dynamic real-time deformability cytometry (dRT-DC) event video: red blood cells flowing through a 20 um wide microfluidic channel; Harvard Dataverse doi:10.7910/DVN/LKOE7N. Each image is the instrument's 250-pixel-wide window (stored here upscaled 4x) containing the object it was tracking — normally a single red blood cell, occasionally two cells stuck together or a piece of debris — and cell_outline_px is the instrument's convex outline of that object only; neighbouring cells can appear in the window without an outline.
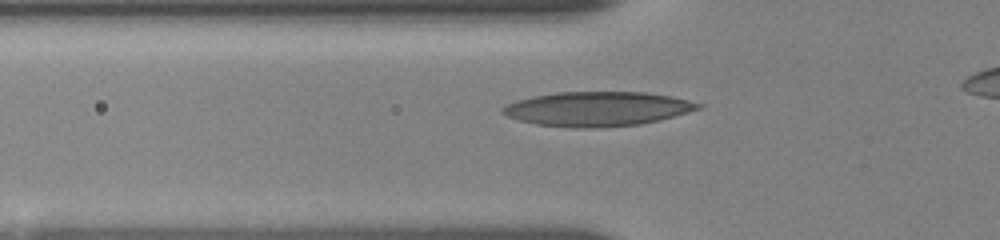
{"species": "human", "species_latin": "Homo sapiens", "temperature_condition": "room temperature", "stored_images_in_passage": 43, "camera_frame_rate_fps": 3000, "um_per_image_px": 0.085, "donor": {"sex": "female"}, "frame": {"image": 1, "passage_image": 26, "time_ms": 3.667, "image_size_px": [1000, 240], "cell_outline_px": [[704, 108], [660, 120], [640, 124], [596, 128], [572, 128], [536, 124], [520, 120], [508, 116], [500, 112], [500, 108], [516, 100], [532, 96], [556, 92], [648, 92], [672, 96], [704, 104]], "centroid_in_image_um": [50.81, 9.25], "position_along_channel_um": 75.0, "area_um2": 39.59}}
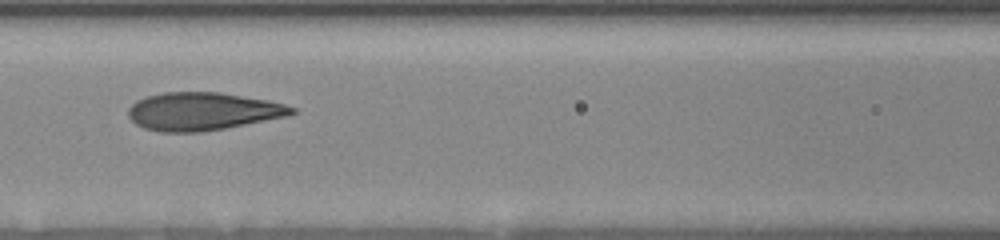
{"frame": {"image": 2, "passage_image": 38, "time_ms": 5.667, "image_size_px": [1000, 240], "cell_outline_px": [[296, 112], [288, 116], [224, 128], [200, 132], [160, 132], [144, 128], [136, 124], [128, 116], [128, 108], [136, 100], [148, 96], [164, 92], [220, 92], [268, 100], [284, 104], [296, 108]], "centroid_in_image_um": [17.22, 9.46], "position_along_channel_um": 149.4, "area_um2": 36.07}}
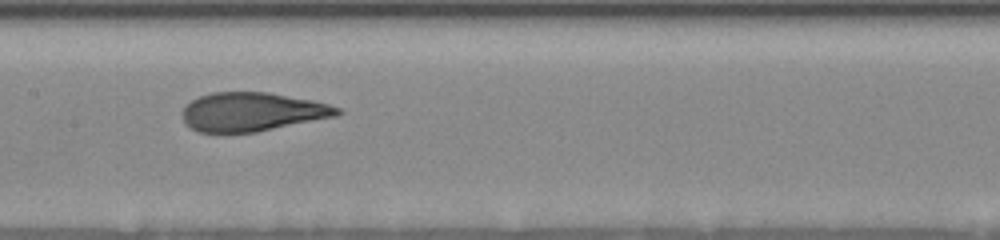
{"frame": {"image": 3, "passage_image": 42, "time_ms": 6.667, "image_size_px": [1000, 240], "cell_outline_px": [[344, 112], [336, 116], [256, 132], [200, 132], [184, 124], [180, 112], [192, 100], [200, 96], [212, 92], [268, 92], [312, 100], [328, 104], [340, 108]], "centroid_in_image_um": [21.42, 9.5], "position_along_channel_um": 186.0, "area_um2": 34.97}}